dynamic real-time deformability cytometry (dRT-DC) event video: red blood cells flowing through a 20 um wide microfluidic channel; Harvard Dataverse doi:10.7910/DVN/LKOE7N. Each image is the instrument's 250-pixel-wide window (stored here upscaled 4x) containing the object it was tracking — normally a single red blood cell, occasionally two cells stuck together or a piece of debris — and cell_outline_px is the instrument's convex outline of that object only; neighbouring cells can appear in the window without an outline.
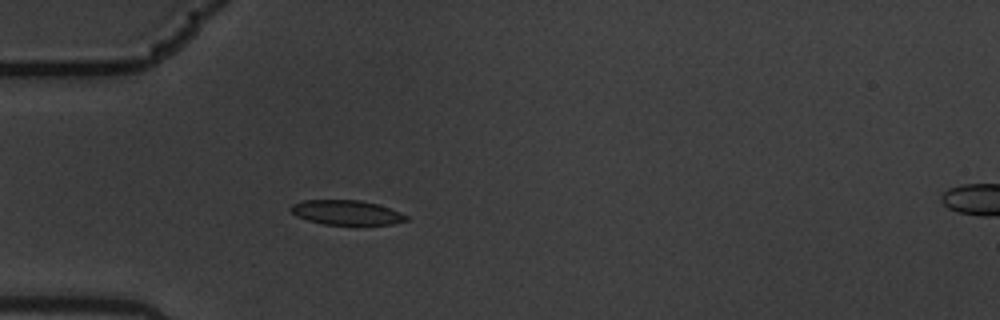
{"species": "common noctule bat (a hibernating species)", "species_latin": "Nyctalus noctula", "temperature_condition": "warm", "stored_images_in_passage": 2, "camera_frame_rate_fps": 3000, "um_per_image_px": 0.085, "animal": {"sex": "male", "body_mass_g": 19.5, "forearm_length_mm": 54.6}, "frame": {"image": 1, "passage_image": 1, "time_ms": 0.0, "image_size_px": [1000, 320], "cell_outline_px": [[408, 220], [392, 224], [324, 224], [308, 220], [296, 216], [288, 208], [292, 204], [304, 200], [360, 200], [376, 204], [400, 212], [408, 216]], "centroid_in_image_um": [29.42, 18.06], "position_along_channel_um": 55.6, "area_um2": 16.36}}